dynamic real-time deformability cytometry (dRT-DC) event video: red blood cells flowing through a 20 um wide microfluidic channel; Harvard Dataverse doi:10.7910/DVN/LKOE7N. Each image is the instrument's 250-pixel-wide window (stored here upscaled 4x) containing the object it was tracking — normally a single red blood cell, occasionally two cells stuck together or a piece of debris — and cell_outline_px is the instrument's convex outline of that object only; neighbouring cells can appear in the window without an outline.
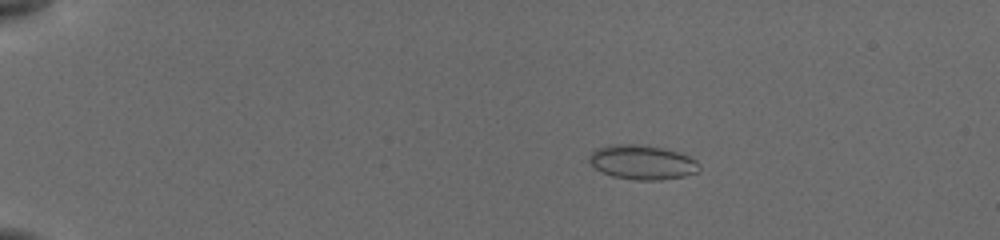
{"species": "common noctule bat (a hibernating species)", "species_latin": "Nyctalus noctula", "temperature_condition": "cold", "stored_images_in_passage": 6, "camera_frame_rate_fps": 3000, "um_per_image_px": 0.085, "animal": {"sex": "female", "body_mass_g": 19.5, "forearm_length_mm": 54.1}, "frame": {"image": 1, "passage_image": 2, "time_ms": 1.333, "image_size_px": [1000, 240], "cell_outline_px": [[700, 168], [696, 172], [684, 176], [660, 180], [636, 180], [612, 176], [600, 172], [588, 160], [588, 156], [596, 148], [616, 144], [628, 144], [660, 148], [676, 152], [688, 156], [696, 160]], "centroid_in_image_um": [54.55, 13.81], "position_along_channel_um": 30.4, "area_um2": 21.73}}
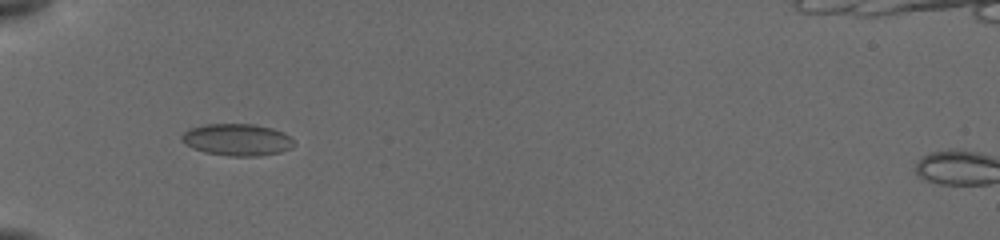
{"frame": {"image": 2, "passage_image": 5, "time_ms": 4.333, "image_size_px": [1000, 240], "cell_outline_px": [[292, 148], [280, 152], [260, 156], [228, 156], [204, 152], [192, 148], [184, 144], [180, 136], [184, 132], [192, 128], [208, 124], [252, 124], [272, 128], [284, 132], [292, 140]], "centroid_in_image_um": [20.14, 11.88], "position_along_channel_um": 64.9, "area_um2": 20.81}}
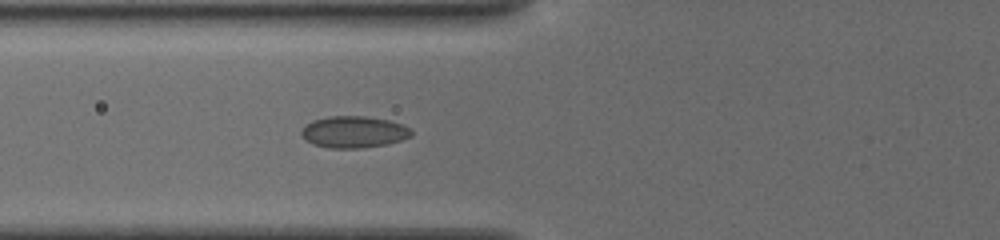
{"frame": {"image": 3, "passage_image": 6, "time_ms": 5.333, "image_size_px": [1000, 240], "cell_outline_px": [[412, 136], [388, 144], [360, 148], [328, 148], [312, 144], [304, 140], [300, 136], [300, 132], [304, 124], [312, 120], [332, 116], [364, 116], [388, 120], [412, 128]], "centroid_in_image_um": [30.02, 11.22], "position_along_channel_um": 95.8, "area_um2": 20.52}}